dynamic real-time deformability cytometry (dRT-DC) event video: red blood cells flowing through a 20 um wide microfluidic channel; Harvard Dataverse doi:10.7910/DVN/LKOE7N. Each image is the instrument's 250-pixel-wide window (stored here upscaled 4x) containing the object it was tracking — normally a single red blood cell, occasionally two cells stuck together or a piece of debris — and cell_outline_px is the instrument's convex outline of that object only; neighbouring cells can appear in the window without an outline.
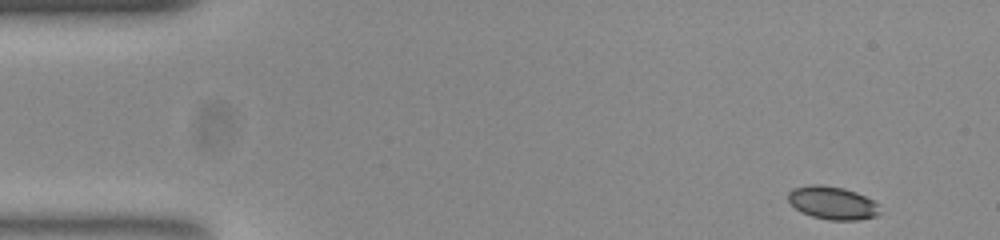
{"species": "common noctule bat (a hibernating species)", "species_latin": "Nyctalus noctula", "temperature_condition": "room temperature", "stored_images_in_passage": 50, "camera_frame_rate_fps": 3000, "um_per_image_px": 0.085, "animal": {"sex": "female", "body_mass_g": 23.0, "forearm_length_mm": 53.4}, "frame": {"image": 1, "passage_image": 1, "time_ms": 0.0, "image_size_px": [1000, 240], "cell_outline_px": [[880, 212], [876, 216], [856, 220], [828, 220], [812, 216], [796, 208], [788, 200], [788, 192], [792, 188], [812, 184], [820, 184], [844, 188], [856, 192], [880, 204]], "centroid_in_image_um": [70.77, 17.24], "position_along_channel_um": 14.2, "area_um2": 17.63}}
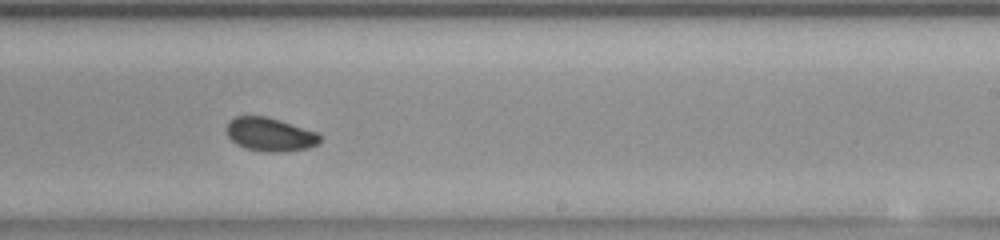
{"frame": {"image": 2, "passage_image": 29, "time_ms": 9.333, "image_size_px": [1000, 240], "cell_outline_px": [[320, 140], [316, 144], [308, 148], [284, 152], [264, 152], [248, 148], [236, 144], [228, 136], [228, 120], [236, 116], [268, 116], [316, 132], [320, 136]], "centroid_in_image_um": [22.94, 11.42], "position_along_channel_um": 266.1, "area_um2": 18.09}}
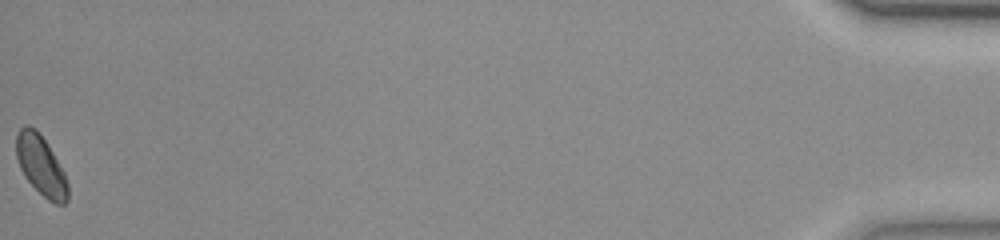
{"frame": {"image": 3, "passage_image": 50, "time_ms": 16.333, "image_size_px": [1000, 240], "cell_outline_px": [[68, 200], [64, 204], [56, 204], [48, 200], [24, 176], [20, 168], [16, 156], [16, 136], [20, 128], [24, 124], [28, 124], [36, 128], [52, 152], [64, 172], [68, 184]], "centroid_in_image_um": [3.47, 14.05], "position_along_channel_um": 431.7, "area_um2": 17.86}, "authors_computed_cell_mechanics": {"area_um2": 18.1492, "velocity_mm_per_s": 3.8548, "shape_relaxation_time_tau1_ms": null, "shape_relaxation_time_tau2_ms": 2.5959, "deformation_change_tau1": null, "deformation_change_tau2": 0.0503}}